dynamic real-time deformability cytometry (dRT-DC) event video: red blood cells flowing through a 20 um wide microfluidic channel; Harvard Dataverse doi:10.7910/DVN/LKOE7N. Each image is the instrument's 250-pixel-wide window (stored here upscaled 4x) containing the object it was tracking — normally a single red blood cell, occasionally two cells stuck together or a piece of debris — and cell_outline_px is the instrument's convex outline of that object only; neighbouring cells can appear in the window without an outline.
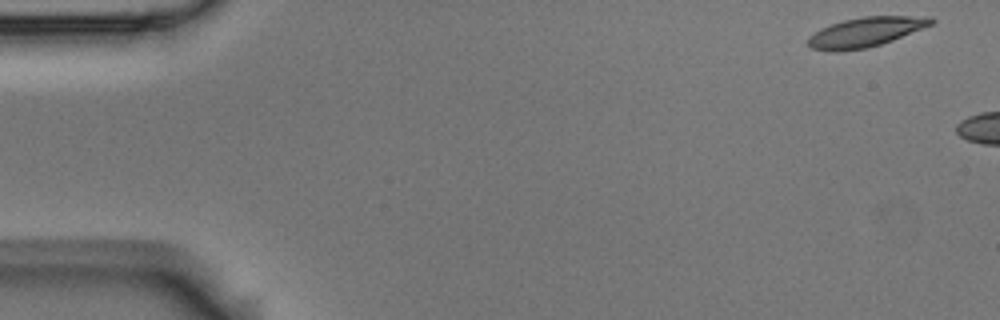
{"species": "Egyptian fruit bat (a non-hibernating species)", "species_latin": "Rousettus aegyptiacus", "temperature_condition": "room temperature", "stored_images_in_passage": 3, "camera_frame_rate_fps": 3000, "um_per_image_px": 0.085, "animal": {"sex": "male"}, "frame": {"image": 1, "passage_image": 1, "time_ms": 0.0, "image_size_px": [1000, 320], "cell_outline_px": [[936, 20], [932, 24], [892, 40], [868, 48], [840, 52], [832, 52], [812, 48], [808, 44], [808, 36], [820, 28], [844, 20], [864, 16], [932, 16]], "centroid_in_image_um": [73.56, 2.73], "position_along_channel_um": 11.4, "area_um2": 21.27}}